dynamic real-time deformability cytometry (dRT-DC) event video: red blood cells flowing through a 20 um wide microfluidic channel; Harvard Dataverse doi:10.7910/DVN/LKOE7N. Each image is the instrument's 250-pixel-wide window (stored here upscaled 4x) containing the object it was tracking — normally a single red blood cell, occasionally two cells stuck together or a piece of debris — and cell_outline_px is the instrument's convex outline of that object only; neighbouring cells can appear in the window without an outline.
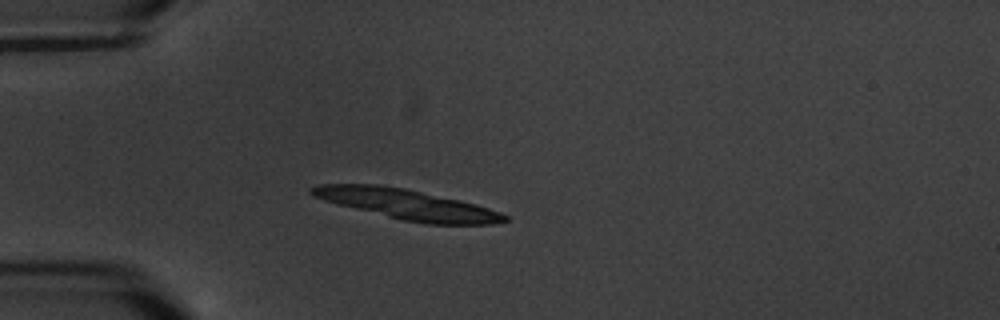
{"species": "common noctule bat (a hibernating species)", "species_latin": "Nyctalus noctula", "temperature_condition": "warm", "stored_images_in_passage": 6, "camera_frame_rate_fps": 3000, "um_per_image_px": 0.085, "animal": {"sex": "male", "body_mass_g": 20.1, "forearm_length_mm": 53.5}, "frame": {"image": 1, "passage_image": 1, "time_ms": 0.0, "image_size_px": [1000, 320], "cell_outline_px": [[508, 220], [492, 224], [424, 224], [400, 220], [336, 204], [312, 196], [308, 192], [308, 188], [320, 184], [380, 184], [404, 188], [460, 200], [476, 204], [500, 212], [508, 216]], "centroid_in_image_um": [34.56, 17.37], "position_along_channel_um": 50.4, "area_um2": 34.1}}